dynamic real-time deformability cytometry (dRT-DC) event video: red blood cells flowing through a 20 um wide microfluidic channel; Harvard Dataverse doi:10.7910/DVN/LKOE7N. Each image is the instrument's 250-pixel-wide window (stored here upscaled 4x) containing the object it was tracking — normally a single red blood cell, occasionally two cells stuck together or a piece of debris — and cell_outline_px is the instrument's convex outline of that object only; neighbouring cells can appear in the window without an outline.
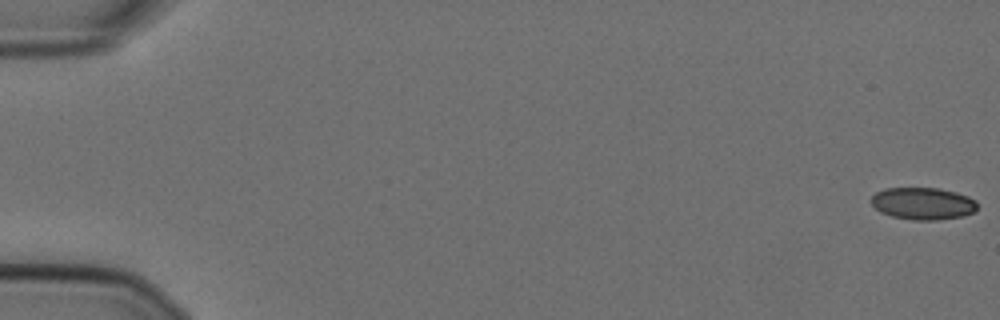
{"species": "Egyptian fruit bat (a non-hibernating species)", "species_latin": "Rousettus aegyptiacus", "temperature_condition": "cold", "stored_images_in_passage": 17, "camera_frame_rate_fps": 3000, "um_per_image_px": 0.085, "animal": {"sex": "female"}, "frame": {"image": 1, "passage_image": 1, "time_ms": 0.0, "image_size_px": [1000, 320], "cell_outline_px": [[976, 212], [964, 216], [936, 220], [912, 220], [892, 216], [880, 212], [872, 204], [872, 196], [876, 192], [884, 188], [940, 188], [956, 192], [968, 196], [976, 200]], "centroid_in_image_um": [78.47, 17.3], "position_along_channel_um": 6.5, "area_um2": 20.0}}
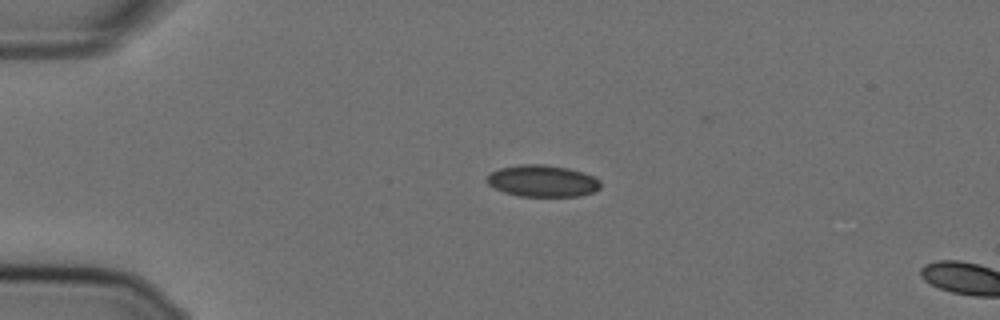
{"frame": {"image": 2, "passage_image": 14, "time_ms": 4.333, "image_size_px": [1000, 320], "cell_outline_px": [[600, 188], [592, 192], [580, 196], [520, 196], [504, 192], [488, 184], [484, 180], [492, 172], [500, 168], [520, 164], [544, 164], [568, 168], [584, 172], [600, 180]], "centroid_in_image_um": [46.11, 15.37], "position_along_channel_um": 38.9, "area_um2": 20.98}}